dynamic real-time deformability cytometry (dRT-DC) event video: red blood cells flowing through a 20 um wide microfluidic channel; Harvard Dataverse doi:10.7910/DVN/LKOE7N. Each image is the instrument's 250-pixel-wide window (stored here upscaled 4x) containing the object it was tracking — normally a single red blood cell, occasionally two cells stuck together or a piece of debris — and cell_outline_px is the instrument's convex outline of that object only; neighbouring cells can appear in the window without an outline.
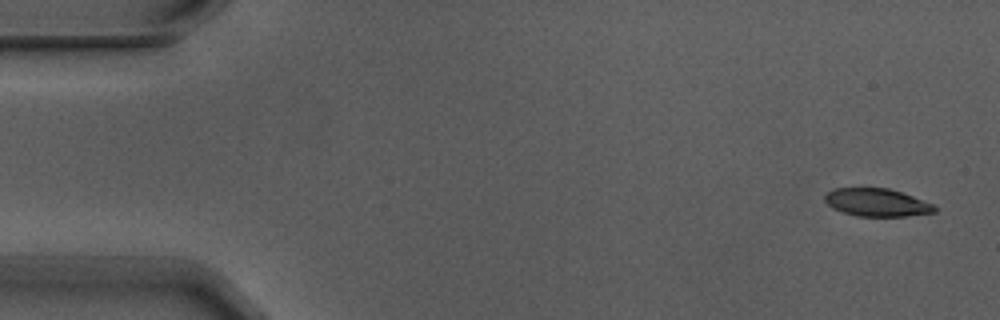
{"species": "Egyptian fruit bat (a non-hibernating species)", "species_latin": "Rousettus aegyptiacus", "temperature_condition": "warm", "stored_images_in_passage": 5, "segment_of_instrument_passage": [1, 2], "camera_frame_rate_fps": 3000, "um_per_image_px": 0.085, "animal": {"sex": "male"}, "frame": {"image": 1, "passage_image": 1, "time_ms": 0.0, "image_size_px": [1000, 320], "cell_outline_px": [[936, 212], [904, 216], [856, 216], [832, 208], [824, 200], [824, 196], [828, 192], [836, 188], [888, 188], [912, 196], [932, 204], [936, 208]], "centroid_in_image_um": [74.5, 17.21], "position_along_channel_um": 10.5, "area_um2": 17.57}}